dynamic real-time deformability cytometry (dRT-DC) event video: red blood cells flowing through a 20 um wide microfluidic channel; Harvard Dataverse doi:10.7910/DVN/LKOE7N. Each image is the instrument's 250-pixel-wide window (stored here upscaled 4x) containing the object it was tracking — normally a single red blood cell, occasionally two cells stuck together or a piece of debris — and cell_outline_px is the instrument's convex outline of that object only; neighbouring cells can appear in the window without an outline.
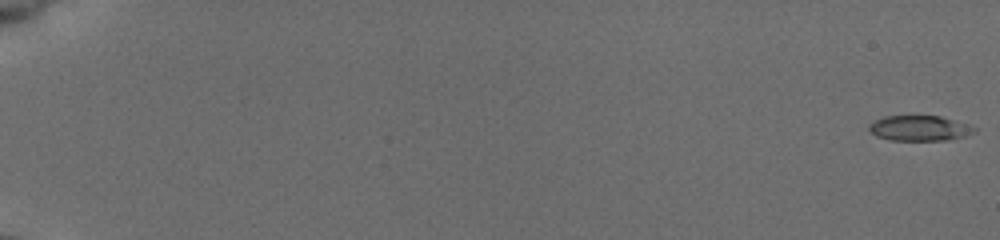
{"species": "common noctule bat (a hibernating species)", "species_latin": "Nyctalus noctula", "temperature_condition": "cold", "stored_images_in_passage": 55, "camera_frame_rate_fps": 3000, "um_per_image_px": 0.085, "animal": {"sex": "female", "body_mass_g": 19.5, "forearm_length_mm": 54.1}, "frame": {"image": 1, "passage_image": 1, "time_ms": 0.0, "image_size_px": [1000, 240], "cell_outline_px": [[976, 132], [964, 136], [944, 140], [892, 140], [876, 136], [868, 128], [868, 124], [884, 116], [940, 116], [968, 124], [976, 128]], "centroid_in_image_um": [78.15, 10.89], "position_along_channel_um": 6.8, "area_um2": 15.37}}
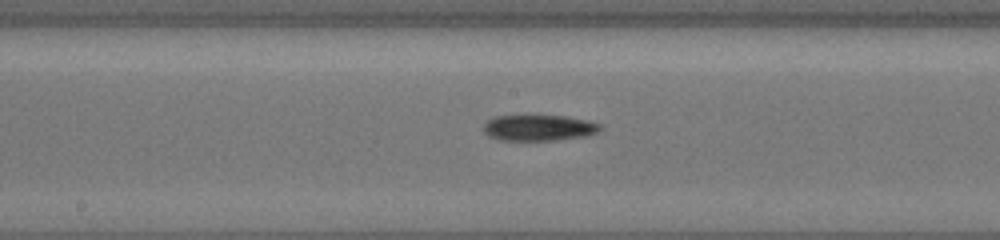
{"frame": {"image": 2, "passage_image": 32, "time_ms": 10.333, "image_size_px": [1000, 240], "cell_outline_px": [[600, 128], [596, 132], [588, 136], [552, 140], [500, 140], [488, 136], [484, 132], [484, 124], [488, 120], [496, 116], [524, 112], [564, 116], [584, 120], [600, 124]], "centroid_in_image_um": [45.71, 10.81], "position_along_channel_um": 202.5, "area_um2": 18.32}}
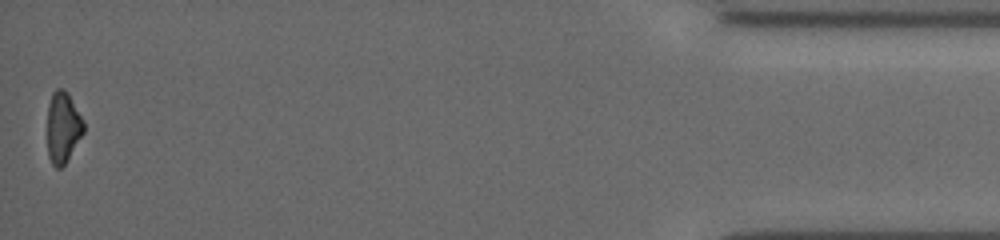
{"frame": {"image": 3, "passage_image": 55, "time_ms": 18.0, "image_size_px": [1000, 240], "cell_outline_px": [[84, 132], [64, 164], [60, 168], [56, 168], [52, 164], [48, 156], [48, 104], [52, 92], [56, 88], [64, 88], [68, 92], [84, 120]], "centroid_in_image_um": [5.35, 10.78], "position_along_channel_um": 429.8, "area_um2": 15.09}}